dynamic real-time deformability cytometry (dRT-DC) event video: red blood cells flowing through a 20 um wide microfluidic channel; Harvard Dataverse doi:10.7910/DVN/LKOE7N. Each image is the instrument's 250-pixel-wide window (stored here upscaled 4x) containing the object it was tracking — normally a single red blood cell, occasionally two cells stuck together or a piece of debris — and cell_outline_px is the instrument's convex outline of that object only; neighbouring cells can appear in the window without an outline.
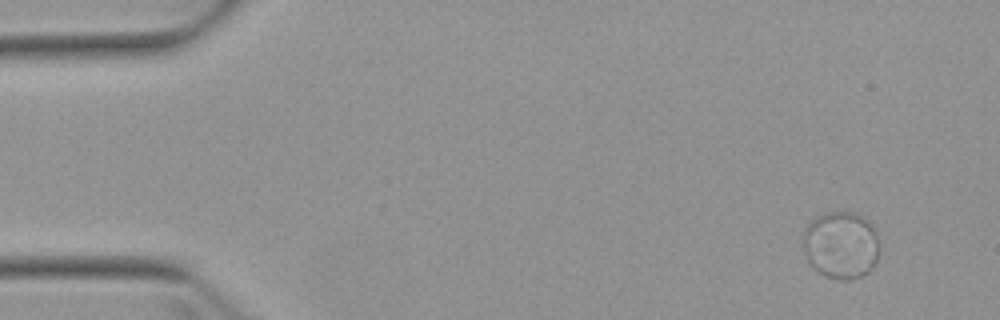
{"species": "Egyptian fruit bat (a non-hibernating species)", "species_latin": "Rousettus aegyptiacus", "temperature_condition": "warm", "stored_images_in_passage": 5, "camera_frame_rate_fps": 3000, "um_per_image_px": 0.085, "animal": {"sex": "female"}, "frame": {"image": 1, "passage_image": 1, "time_ms": 0.0, "image_size_px": [1000, 320], "cell_outline_px": [[880, 252], [876, 260], [868, 272], [860, 276], [848, 280], [836, 280], [824, 276], [812, 268], [808, 264], [804, 252], [804, 232], [808, 224], [816, 216], [824, 212], [860, 212], [872, 224], [876, 232], [880, 244]], "centroid_in_image_um": [71.5, 20.82], "position_along_channel_um": 13.5, "area_um2": 30.63}}
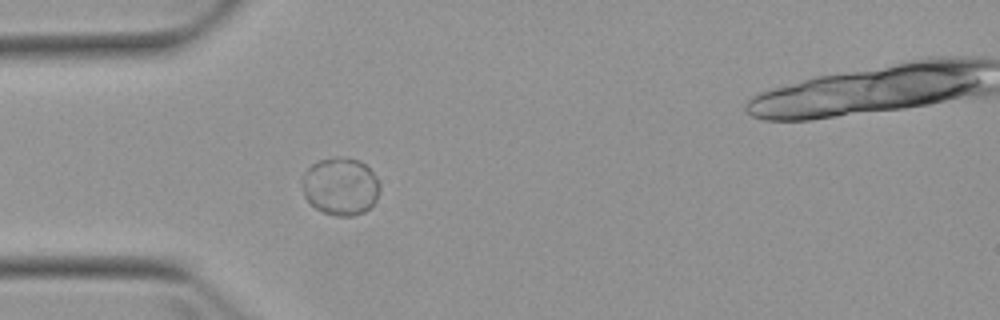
{"frame": {"image": 2, "passage_image": 4, "time_ms": 4.0, "image_size_px": [1000, 320], "cell_outline_px": [[380, 192], [376, 200], [364, 212], [352, 216], [336, 216], [324, 212], [316, 208], [304, 196], [300, 180], [304, 172], [312, 164], [320, 160], [336, 156], [340, 156], [356, 160], [364, 164], [376, 176], [380, 184]], "centroid_in_image_um": [28.93, 15.84], "position_along_channel_um": 56.1, "area_um2": 26.18}}